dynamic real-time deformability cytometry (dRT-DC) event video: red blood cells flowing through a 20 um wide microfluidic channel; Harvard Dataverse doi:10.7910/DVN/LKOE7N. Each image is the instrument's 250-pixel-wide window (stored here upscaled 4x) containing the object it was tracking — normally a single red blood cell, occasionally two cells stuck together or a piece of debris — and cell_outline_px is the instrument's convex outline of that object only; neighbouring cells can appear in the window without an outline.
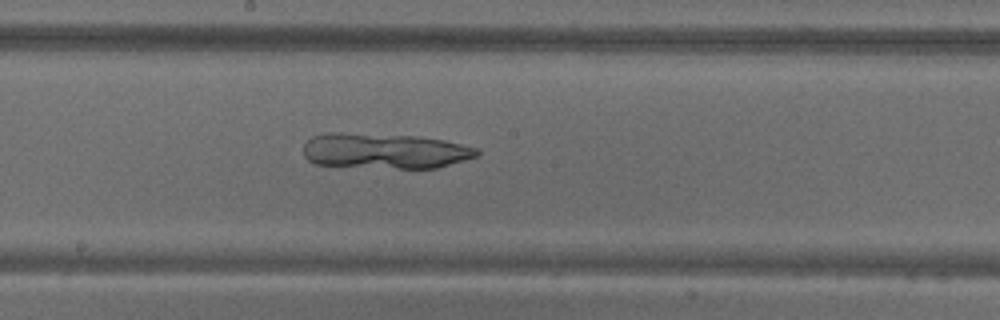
{"species": "common noctule bat (a hibernating species)", "species_latin": "Nyctalus noctula", "temperature_condition": "warm", "stored_images_in_passage": 64, "camera_frame_rate_fps": 3000, "um_per_image_px": 0.085, "animal": {"sex": "male", "body_mass_g": 18.8}, "frame": {"image": 1, "passage_image": 32, "time_ms": 10.333, "image_size_px": [1000, 320], "cell_outline_px": [[480, 156], [436, 168], [396, 168], [316, 164], [308, 160], [304, 156], [304, 144], [312, 136], [328, 132], [340, 132], [412, 136], [444, 140], [480, 148]], "centroid_in_image_um": [32.74, 12.82], "position_along_channel_um": 215.5, "area_um2": 35.84}}